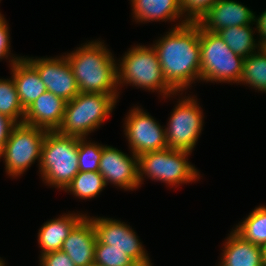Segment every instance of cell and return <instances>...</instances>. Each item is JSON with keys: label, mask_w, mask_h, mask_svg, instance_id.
<instances>
[{"label": "cell", "mask_w": 266, "mask_h": 266, "mask_svg": "<svg viewBox=\"0 0 266 266\" xmlns=\"http://www.w3.org/2000/svg\"><path fill=\"white\" fill-rule=\"evenodd\" d=\"M167 84L176 92L201 80L200 25L181 22L152 45ZM191 85V86H190Z\"/></svg>", "instance_id": "1"}, {"label": "cell", "mask_w": 266, "mask_h": 266, "mask_svg": "<svg viewBox=\"0 0 266 266\" xmlns=\"http://www.w3.org/2000/svg\"><path fill=\"white\" fill-rule=\"evenodd\" d=\"M105 45L100 40H91L65 53L79 92L119 94L117 62Z\"/></svg>", "instance_id": "2"}, {"label": "cell", "mask_w": 266, "mask_h": 266, "mask_svg": "<svg viewBox=\"0 0 266 266\" xmlns=\"http://www.w3.org/2000/svg\"><path fill=\"white\" fill-rule=\"evenodd\" d=\"M38 165L44 183L65 190L79 172L78 137L48 131Z\"/></svg>", "instance_id": "3"}, {"label": "cell", "mask_w": 266, "mask_h": 266, "mask_svg": "<svg viewBox=\"0 0 266 266\" xmlns=\"http://www.w3.org/2000/svg\"><path fill=\"white\" fill-rule=\"evenodd\" d=\"M118 61H120V64L117 63L119 88L129 84L148 91L152 90L151 92L158 91L166 99L178 95L165 81L157 53L152 45L133 46Z\"/></svg>", "instance_id": "4"}, {"label": "cell", "mask_w": 266, "mask_h": 266, "mask_svg": "<svg viewBox=\"0 0 266 266\" xmlns=\"http://www.w3.org/2000/svg\"><path fill=\"white\" fill-rule=\"evenodd\" d=\"M119 94H79L66 103L62 123L57 132L62 135L87 138L102 126L117 103Z\"/></svg>", "instance_id": "5"}, {"label": "cell", "mask_w": 266, "mask_h": 266, "mask_svg": "<svg viewBox=\"0 0 266 266\" xmlns=\"http://www.w3.org/2000/svg\"><path fill=\"white\" fill-rule=\"evenodd\" d=\"M191 152L165 148L146 152L138 156V179L141 184L143 176L152 181L164 182L168 186L194 182L200 179L198 170L188 161Z\"/></svg>", "instance_id": "6"}, {"label": "cell", "mask_w": 266, "mask_h": 266, "mask_svg": "<svg viewBox=\"0 0 266 266\" xmlns=\"http://www.w3.org/2000/svg\"><path fill=\"white\" fill-rule=\"evenodd\" d=\"M201 81L238 83L244 57L234 53L218 33L200 26Z\"/></svg>", "instance_id": "7"}, {"label": "cell", "mask_w": 266, "mask_h": 266, "mask_svg": "<svg viewBox=\"0 0 266 266\" xmlns=\"http://www.w3.org/2000/svg\"><path fill=\"white\" fill-rule=\"evenodd\" d=\"M47 130L26 125L16 124L9 135L0 159L4 158L5 172L10 177L21 176L36 160L40 163L41 149Z\"/></svg>", "instance_id": "8"}, {"label": "cell", "mask_w": 266, "mask_h": 266, "mask_svg": "<svg viewBox=\"0 0 266 266\" xmlns=\"http://www.w3.org/2000/svg\"><path fill=\"white\" fill-rule=\"evenodd\" d=\"M178 100L165 127L167 147L192 152L203 129V110L191 95Z\"/></svg>", "instance_id": "9"}, {"label": "cell", "mask_w": 266, "mask_h": 266, "mask_svg": "<svg viewBox=\"0 0 266 266\" xmlns=\"http://www.w3.org/2000/svg\"><path fill=\"white\" fill-rule=\"evenodd\" d=\"M101 244L124 251L138 266H152L148 253L136 232L125 222L113 218L90 217Z\"/></svg>", "instance_id": "10"}, {"label": "cell", "mask_w": 266, "mask_h": 266, "mask_svg": "<svg viewBox=\"0 0 266 266\" xmlns=\"http://www.w3.org/2000/svg\"><path fill=\"white\" fill-rule=\"evenodd\" d=\"M129 111L123 128L133 154L140 156L146 152L168 148L165 127L139 106Z\"/></svg>", "instance_id": "11"}, {"label": "cell", "mask_w": 266, "mask_h": 266, "mask_svg": "<svg viewBox=\"0 0 266 266\" xmlns=\"http://www.w3.org/2000/svg\"><path fill=\"white\" fill-rule=\"evenodd\" d=\"M24 58L37 70L48 92L67 102L79 94L73 71L66 56Z\"/></svg>", "instance_id": "12"}, {"label": "cell", "mask_w": 266, "mask_h": 266, "mask_svg": "<svg viewBox=\"0 0 266 266\" xmlns=\"http://www.w3.org/2000/svg\"><path fill=\"white\" fill-rule=\"evenodd\" d=\"M106 182L125 190L139 188L138 156L126 155L115 147L102 145L98 171Z\"/></svg>", "instance_id": "13"}, {"label": "cell", "mask_w": 266, "mask_h": 266, "mask_svg": "<svg viewBox=\"0 0 266 266\" xmlns=\"http://www.w3.org/2000/svg\"><path fill=\"white\" fill-rule=\"evenodd\" d=\"M255 14L235 0H218L198 23L203 29L218 33L231 26L254 24Z\"/></svg>", "instance_id": "14"}, {"label": "cell", "mask_w": 266, "mask_h": 266, "mask_svg": "<svg viewBox=\"0 0 266 266\" xmlns=\"http://www.w3.org/2000/svg\"><path fill=\"white\" fill-rule=\"evenodd\" d=\"M67 101L46 91L25 110L23 123L26 125L57 131L60 127Z\"/></svg>", "instance_id": "15"}, {"label": "cell", "mask_w": 266, "mask_h": 266, "mask_svg": "<svg viewBox=\"0 0 266 266\" xmlns=\"http://www.w3.org/2000/svg\"><path fill=\"white\" fill-rule=\"evenodd\" d=\"M96 241L92 220L86 215L64 240L61 251L75 266H86L94 262Z\"/></svg>", "instance_id": "16"}, {"label": "cell", "mask_w": 266, "mask_h": 266, "mask_svg": "<svg viewBox=\"0 0 266 266\" xmlns=\"http://www.w3.org/2000/svg\"><path fill=\"white\" fill-rule=\"evenodd\" d=\"M223 246L219 266H264L262 247L244 240L233 229Z\"/></svg>", "instance_id": "17"}, {"label": "cell", "mask_w": 266, "mask_h": 266, "mask_svg": "<svg viewBox=\"0 0 266 266\" xmlns=\"http://www.w3.org/2000/svg\"><path fill=\"white\" fill-rule=\"evenodd\" d=\"M11 74L20 103L24 110L31 106L40 95L47 91L37 70L24 56L11 66Z\"/></svg>", "instance_id": "18"}, {"label": "cell", "mask_w": 266, "mask_h": 266, "mask_svg": "<svg viewBox=\"0 0 266 266\" xmlns=\"http://www.w3.org/2000/svg\"><path fill=\"white\" fill-rule=\"evenodd\" d=\"M85 216L78 212L68 213L44 223L37 236L41 255L61 250L64 240Z\"/></svg>", "instance_id": "19"}, {"label": "cell", "mask_w": 266, "mask_h": 266, "mask_svg": "<svg viewBox=\"0 0 266 266\" xmlns=\"http://www.w3.org/2000/svg\"><path fill=\"white\" fill-rule=\"evenodd\" d=\"M135 22L172 21L180 18L181 25L187 22L180 10V0H130ZM182 17V18H181Z\"/></svg>", "instance_id": "20"}, {"label": "cell", "mask_w": 266, "mask_h": 266, "mask_svg": "<svg viewBox=\"0 0 266 266\" xmlns=\"http://www.w3.org/2000/svg\"><path fill=\"white\" fill-rule=\"evenodd\" d=\"M251 25L253 26V24L231 26L220 30L218 35L234 53L245 58L261 48L254 38L255 29Z\"/></svg>", "instance_id": "21"}, {"label": "cell", "mask_w": 266, "mask_h": 266, "mask_svg": "<svg viewBox=\"0 0 266 266\" xmlns=\"http://www.w3.org/2000/svg\"><path fill=\"white\" fill-rule=\"evenodd\" d=\"M233 229L244 240L258 246L266 245V206H258Z\"/></svg>", "instance_id": "22"}, {"label": "cell", "mask_w": 266, "mask_h": 266, "mask_svg": "<svg viewBox=\"0 0 266 266\" xmlns=\"http://www.w3.org/2000/svg\"><path fill=\"white\" fill-rule=\"evenodd\" d=\"M239 83L266 93V52L263 48L244 58Z\"/></svg>", "instance_id": "23"}, {"label": "cell", "mask_w": 266, "mask_h": 266, "mask_svg": "<svg viewBox=\"0 0 266 266\" xmlns=\"http://www.w3.org/2000/svg\"><path fill=\"white\" fill-rule=\"evenodd\" d=\"M105 187L106 182L98 171H79L64 191L85 200L96 197Z\"/></svg>", "instance_id": "24"}, {"label": "cell", "mask_w": 266, "mask_h": 266, "mask_svg": "<svg viewBox=\"0 0 266 266\" xmlns=\"http://www.w3.org/2000/svg\"><path fill=\"white\" fill-rule=\"evenodd\" d=\"M0 114L16 124L23 123L25 110L20 103L12 76L9 79H0Z\"/></svg>", "instance_id": "25"}, {"label": "cell", "mask_w": 266, "mask_h": 266, "mask_svg": "<svg viewBox=\"0 0 266 266\" xmlns=\"http://www.w3.org/2000/svg\"><path fill=\"white\" fill-rule=\"evenodd\" d=\"M102 155V144L87 142V138H78L79 171H99Z\"/></svg>", "instance_id": "26"}, {"label": "cell", "mask_w": 266, "mask_h": 266, "mask_svg": "<svg viewBox=\"0 0 266 266\" xmlns=\"http://www.w3.org/2000/svg\"><path fill=\"white\" fill-rule=\"evenodd\" d=\"M94 263L100 266H138L124 251L110 248L98 240L95 246Z\"/></svg>", "instance_id": "27"}, {"label": "cell", "mask_w": 266, "mask_h": 266, "mask_svg": "<svg viewBox=\"0 0 266 266\" xmlns=\"http://www.w3.org/2000/svg\"><path fill=\"white\" fill-rule=\"evenodd\" d=\"M218 0H180V10L187 23H199Z\"/></svg>", "instance_id": "28"}, {"label": "cell", "mask_w": 266, "mask_h": 266, "mask_svg": "<svg viewBox=\"0 0 266 266\" xmlns=\"http://www.w3.org/2000/svg\"><path fill=\"white\" fill-rule=\"evenodd\" d=\"M7 21L4 19L3 14L0 12V59L8 58L10 56V65L12 66L16 61L20 60L23 56L11 55L10 48V33Z\"/></svg>", "instance_id": "29"}, {"label": "cell", "mask_w": 266, "mask_h": 266, "mask_svg": "<svg viewBox=\"0 0 266 266\" xmlns=\"http://www.w3.org/2000/svg\"><path fill=\"white\" fill-rule=\"evenodd\" d=\"M39 266H75L68 255L59 250L40 255Z\"/></svg>", "instance_id": "30"}, {"label": "cell", "mask_w": 266, "mask_h": 266, "mask_svg": "<svg viewBox=\"0 0 266 266\" xmlns=\"http://www.w3.org/2000/svg\"><path fill=\"white\" fill-rule=\"evenodd\" d=\"M15 125L16 123L13 120L3 114H0V152L2 151L9 138L10 132Z\"/></svg>", "instance_id": "31"}, {"label": "cell", "mask_w": 266, "mask_h": 266, "mask_svg": "<svg viewBox=\"0 0 266 266\" xmlns=\"http://www.w3.org/2000/svg\"><path fill=\"white\" fill-rule=\"evenodd\" d=\"M254 23L256 25L255 29L256 32L259 33V46L262 48L263 46L266 45V10L261 13V15L256 17L255 15V20Z\"/></svg>", "instance_id": "32"}, {"label": "cell", "mask_w": 266, "mask_h": 266, "mask_svg": "<svg viewBox=\"0 0 266 266\" xmlns=\"http://www.w3.org/2000/svg\"><path fill=\"white\" fill-rule=\"evenodd\" d=\"M263 252V264L266 266V245L262 247Z\"/></svg>", "instance_id": "33"}, {"label": "cell", "mask_w": 266, "mask_h": 266, "mask_svg": "<svg viewBox=\"0 0 266 266\" xmlns=\"http://www.w3.org/2000/svg\"><path fill=\"white\" fill-rule=\"evenodd\" d=\"M5 264H6L5 261L0 258V266H6Z\"/></svg>", "instance_id": "34"}, {"label": "cell", "mask_w": 266, "mask_h": 266, "mask_svg": "<svg viewBox=\"0 0 266 266\" xmlns=\"http://www.w3.org/2000/svg\"><path fill=\"white\" fill-rule=\"evenodd\" d=\"M86 266H100V265H98L97 263H91V264H89V265H86Z\"/></svg>", "instance_id": "35"}]
</instances>
